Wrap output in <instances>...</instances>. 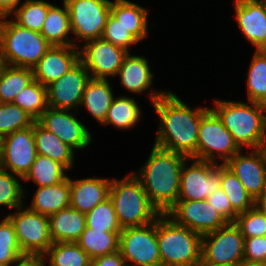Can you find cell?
Returning a JSON list of instances; mask_svg holds the SVG:
<instances>
[{
  "label": "cell",
  "mask_w": 266,
  "mask_h": 266,
  "mask_svg": "<svg viewBox=\"0 0 266 266\" xmlns=\"http://www.w3.org/2000/svg\"><path fill=\"white\" fill-rule=\"evenodd\" d=\"M85 223L86 227L93 230H104V232H121L123 230L109 197L85 213Z\"/></svg>",
  "instance_id": "obj_38"
},
{
  "label": "cell",
  "mask_w": 266,
  "mask_h": 266,
  "mask_svg": "<svg viewBox=\"0 0 266 266\" xmlns=\"http://www.w3.org/2000/svg\"><path fill=\"white\" fill-rule=\"evenodd\" d=\"M234 223L244 238L266 236V217L255 206L238 214Z\"/></svg>",
  "instance_id": "obj_42"
},
{
  "label": "cell",
  "mask_w": 266,
  "mask_h": 266,
  "mask_svg": "<svg viewBox=\"0 0 266 266\" xmlns=\"http://www.w3.org/2000/svg\"><path fill=\"white\" fill-rule=\"evenodd\" d=\"M20 206L6 217L11 221L20 249L24 255H44L53 244L49 218L28 207Z\"/></svg>",
  "instance_id": "obj_8"
},
{
  "label": "cell",
  "mask_w": 266,
  "mask_h": 266,
  "mask_svg": "<svg viewBox=\"0 0 266 266\" xmlns=\"http://www.w3.org/2000/svg\"><path fill=\"white\" fill-rule=\"evenodd\" d=\"M72 113L75 112L48 107L36 121L72 149H85L91 143L93 135Z\"/></svg>",
  "instance_id": "obj_16"
},
{
  "label": "cell",
  "mask_w": 266,
  "mask_h": 266,
  "mask_svg": "<svg viewBox=\"0 0 266 266\" xmlns=\"http://www.w3.org/2000/svg\"><path fill=\"white\" fill-rule=\"evenodd\" d=\"M40 33L51 46H77L76 41L69 39L72 31L69 10L64 2L63 8L54 4L49 8Z\"/></svg>",
  "instance_id": "obj_28"
},
{
  "label": "cell",
  "mask_w": 266,
  "mask_h": 266,
  "mask_svg": "<svg viewBox=\"0 0 266 266\" xmlns=\"http://www.w3.org/2000/svg\"><path fill=\"white\" fill-rule=\"evenodd\" d=\"M150 91L155 112L159 116V128L153 145L197 159L198 130L202 116L210 109H191L172 91Z\"/></svg>",
  "instance_id": "obj_1"
},
{
  "label": "cell",
  "mask_w": 266,
  "mask_h": 266,
  "mask_svg": "<svg viewBox=\"0 0 266 266\" xmlns=\"http://www.w3.org/2000/svg\"><path fill=\"white\" fill-rule=\"evenodd\" d=\"M108 79L90 78L85 86L80 106H84L99 124H103L114 99Z\"/></svg>",
  "instance_id": "obj_25"
},
{
  "label": "cell",
  "mask_w": 266,
  "mask_h": 266,
  "mask_svg": "<svg viewBox=\"0 0 266 266\" xmlns=\"http://www.w3.org/2000/svg\"><path fill=\"white\" fill-rule=\"evenodd\" d=\"M261 3L263 4L264 8H265V11H266V0H260Z\"/></svg>",
  "instance_id": "obj_54"
},
{
  "label": "cell",
  "mask_w": 266,
  "mask_h": 266,
  "mask_svg": "<svg viewBox=\"0 0 266 266\" xmlns=\"http://www.w3.org/2000/svg\"><path fill=\"white\" fill-rule=\"evenodd\" d=\"M67 169L53 159L37 154L23 181H33L37 187L53 186L64 181Z\"/></svg>",
  "instance_id": "obj_30"
},
{
  "label": "cell",
  "mask_w": 266,
  "mask_h": 266,
  "mask_svg": "<svg viewBox=\"0 0 266 266\" xmlns=\"http://www.w3.org/2000/svg\"><path fill=\"white\" fill-rule=\"evenodd\" d=\"M69 10L72 34L85 42L101 38L110 15V0H63Z\"/></svg>",
  "instance_id": "obj_12"
},
{
  "label": "cell",
  "mask_w": 266,
  "mask_h": 266,
  "mask_svg": "<svg viewBox=\"0 0 266 266\" xmlns=\"http://www.w3.org/2000/svg\"><path fill=\"white\" fill-rule=\"evenodd\" d=\"M166 215L201 236L215 232L228 223L207 200H178Z\"/></svg>",
  "instance_id": "obj_15"
},
{
  "label": "cell",
  "mask_w": 266,
  "mask_h": 266,
  "mask_svg": "<svg viewBox=\"0 0 266 266\" xmlns=\"http://www.w3.org/2000/svg\"><path fill=\"white\" fill-rule=\"evenodd\" d=\"M70 206V177L53 186L38 187L28 208L50 216Z\"/></svg>",
  "instance_id": "obj_24"
},
{
  "label": "cell",
  "mask_w": 266,
  "mask_h": 266,
  "mask_svg": "<svg viewBox=\"0 0 266 266\" xmlns=\"http://www.w3.org/2000/svg\"><path fill=\"white\" fill-rule=\"evenodd\" d=\"M19 3L21 4V0H0V18L10 17Z\"/></svg>",
  "instance_id": "obj_48"
},
{
  "label": "cell",
  "mask_w": 266,
  "mask_h": 266,
  "mask_svg": "<svg viewBox=\"0 0 266 266\" xmlns=\"http://www.w3.org/2000/svg\"><path fill=\"white\" fill-rule=\"evenodd\" d=\"M255 207L266 217V189L255 199Z\"/></svg>",
  "instance_id": "obj_49"
},
{
  "label": "cell",
  "mask_w": 266,
  "mask_h": 266,
  "mask_svg": "<svg viewBox=\"0 0 266 266\" xmlns=\"http://www.w3.org/2000/svg\"><path fill=\"white\" fill-rule=\"evenodd\" d=\"M245 238L234 222L202 236L201 258L215 265L236 266L244 260Z\"/></svg>",
  "instance_id": "obj_11"
},
{
  "label": "cell",
  "mask_w": 266,
  "mask_h": 266,
  "mask_svg": "<svg viewBox=\"0 0 266 266\" xmlns=\"http://www.w3.org/2000/svg\"><path fill=\"white\" fill-rule=\"evenodd\" d=\"M161 266H195L201 260L202 236L166 214L157 218Z\"/></svg>",
  "instance_id": "obj_5"
},
{
  "label": "cell",
  "mask_w": 266,
  "mask_h": 266,
  "mask_svg": "<svg viewBox=\"0 0 266 266\" xmlns=\"http://www.w3.org/2000/svg\"><path fill=\"white\" fill-rule=\"evenodd\" d=\"M109 198L122 229L150 224L161 215L133 173L121 180L112 179Z\"/></svg>",
  "instance_id": "obj_4"
},
{
  "label": "cell",
  "mask_w": 266,
  "mask_h": 266,
  "mask_svg": "<svg viewBox=\"0 0 266 266\" xmlns=\"http://www.w3.org/2000/svg\"><path fill=\"white\" fill-rule=\"evenodd\" d=\"M22 256L14 226L5 216L0 222V265L10 266Z\"/></svg>",
  "instance_id": "obj_41"
},
{
  "label": "cell",
  "mask_w": 266,
  "mask_h": 266,
  "mask_svg": "<svg viewBox=\"0 0 266 266\" xmlns=\"http://www.w3.org/2000/svg\"><path fill=\"white\" fill-rule=\"evenodd\" d=\"M50 236L53 243L76 242L85 230V213L71 206L50 215Z\"/></svg>",
  "instance_id": "obj_22"
},
{
  "label": "cell",
  "mask_w": 266,
  "mask_h": 266,
  "mask_svg": "<svg viewBox=\"0 0 266 266\" xmlns=\"http://www.w3.org/2000/svg\"><path fill=\"white\" fill-rule=\"evenodd\" d=\"M33 80V69L5 65L0 74V103H13L16 95Z\"/></svg>",
  "instance_id": "obj_33"
},
{
  "label": "cell",
  "mask_w": 266,
  "mask_h": 266,
  "mask_svg": "<svg viewBox=\"0 0 266 266\" xmlns=\"http://www.w3.org/2000/svg\"><path fill=\"white\" fill-rule=\"evenodd\" d=\"M186 160L190 158L154 145L145 165L133 172L161 214H166L178 201L180 173Z\"/></svg>",
  "instance_id": "obj_2"
},
{
  "label": "cell",
  "mask_w": 266,
  "mask_h": 266,
  "mask_svg": "<svg viewBox=\"0 0 266 266\" xmlns=\"http://www.w3.org/2000/svg\"><path fill=\"white\" fill-rule=\"evenodd\" d=\"M90 78L87 69L79 61L58 80L47 86L48 106L53 109L78 110Z\"/></svg>",
  "instance_id": "obj_17"
},
{
  "label": "cell",
  "mask_w": 266,
  "mask_h": 266,
  "mask_svg": "<svg viewBox=\"0 0 266 266\" xmlns=\"http://www.w3.org/2000/svg\"><path fill=\"white\" fill-rule=\"evenodd\" d=\"M195 266H227V265H215L208 262H205L202 258Z\"/></svg>",
  "instance_id": "obj_51"
},
{
  "label": "cell",
  "mask_w": 266,
  "mask_h": 266,
  "mask_svg": "<svg viewBox=\"0 0 266 266\" xmlns=\"http://www.w3.org/2000/svg\"><path fill=\"white\" fill-rule=\"evenodd\" d=\"M221 189L228 196L232 209L237 214L255 206V200L246 191L238 177L227 167L222 171Z\"/></svg>",
  "instance_id": "obj_37"
},
{
  "label": "cell",
  "mask_w": 266,
  "mask_h": 266,
  "mask_svg": "<svg viewBox=\"0 0 266 266\" xmlns=\"http://www.w3.org/2000/svg\"><path fill=\"white\" fill-rule=\"evenodd\" d=\"M79 46H51L33 68L34 80L45 87L79 62Z\"/></svg>",
  "instance_id": "obj_20"
},
{
  "label": "cell",
  "mask_w": 266,
  "mask_h": 266,
  "mask_svg": "<svg viewBox=\"0 0 266 266\" xmlns=\"http://www.w3.org/2000/svg\"><path fill=\"white\" fill-rule=\"evenodd\" d=\"M48 266H91L92 259L76 242H56L43 255Z\"/></svg>",
  "instance_id": "obj_32"
},
{
  "label": "cell",
  "mask_w": 266,
  "mask_h": 266,
  "mask_svg": "<svg viewBox=\"0 0 266 266\" xmlns=\"http://www.w3.org/2000/svg\"><path fill=\"white\" fill-rule=\"evenodd\" d=\"M120 83L131 93H142L152 86L154 74L148 60L139 55H128L119 69Z\"/></svg>",
  "instance_id": "obj_23"
},
{
  "label": "cell",
  "mask_w": 266,
  "mask_h": 266,
  "mask_svg": "<svg viewBox=\"0 0 266 266\" xmlns=\"http://www.w3.org/2000/svg\"><path fill=\"white\" fill-rule=\"evenodd\" d=\"M213 208L216 209L228 222H235L237 213L232 209V205L226 193L221 189H217L206 199Z\"/></svg>",
  "instance_id": "obj_45"
},
{
  "label": "cell",
  "mask_w": 266,
  "mask_h": 266,
  "mask_svg": "<svg viewBox=\"0 0 266 266\" xmlns=\"http://www.w3.org/2000/svg\"><path fill=\"white\" fill-rule=\"evenodd\" d=\"M249 102L215 100L211 109L242 149H259L266 136V105Z\"/></svg>",
  "instance_id": "obj_3"
},
{
  "label": "cell",
  "mask_w": 266,
  "mask_h": 266,
  "mask_svg": "<svg viewBox=\"0 0 266 266\" xmlns=\"http://www.w3.org/2000/svg\"><path fill=\"white\" fill-rule=\"evenodd\" d=\"M234 8L243 36L255 50H266V11L261 1L234 0Z\"/></svg>",
  "instance_id": "obj_19"
},
{
  "label": "cell",
  "mask_w": 266,
  "mask_h": 266,
  "mask_svg": "<svg viewBox=\"0 0 266 266\" xmlns=\"http://www.w3.org/2000/svg\"><path fill=\"white\" fill-rule=\"evenodd\" d=\"M102 38L112 43L113 45L127 50L129 53V47H131V45L133 44L135 45L140 42L126 27H124L111 14L107 19Z\"/></svg>",
  "instance_id": "obj_43"
},
{
  "label": "cell",
  "mask_w": 266,
  "mask_h": 266,
  "mask_svg": "<svg viewBox=\"0 0 266 266\" xmlns=\"http://www.w3.org/2000/svg\"><path fill=\"white\" fill-rule=\"evenodd\" d=\"M5 65L6 64L4 62V58H3L2 54H1V51H0V74H1V72H2V70H3Z\"/></svg>",
  "instance_id": "obj_53"
},
{
  "label": "cell",
  "mask_w": 266,
  "mask_h": 266,
  "mask_svg": "<svg viewBox=\"0 0 266 266\" xmlns=\"http://www.w3.org/2000/svg\"><path fill=\"white\" fill-rule=\"evenodd\" d=\"M19 180L22 181V178L0 167V206L15 210L23 206L24 200L22 198H24L26 191Z\"/></svg>",
  "instance_id": "obj_40"
},
{
  "label": "cell",
  "mask_w": 266,
  "mask_h": 266,
  "mask_svg": "<svg viewBox=\"0 0 266 266\" xmlns=\"http://www.w3.org/2000/svg\"><path fill=\"white\" fill-rule=\"evenodd\" d=\"M34 141L37 154L53 159L67 170L72 169L75 159L74 149L54 133L43 128L37 121L34 122Z\"/></svg>",
  "instance_id": "obj_26"
},
{
  "label": "cell",
  "mask_w": 266,
  "mask_h": 266,
  "mask_svg": "<svg viewBox=\"0 0 266 266\" xmlns=\"http://www.w3.org/2000/svg\"><path fill=\"white\" fill-rule=\"evenodd\" d=\"M244 260L266 262V236L245 238Z\"/></svg>",
  "instance_id": "obj_44"
},
{
  "label": "cell",
  "mask_w": 266,
  "mask_h": 266,
  "mask_svg": "<svg viewBox=\"0 0 266 266\" xmlns=\"http://www.w3.org/2000/svg\"><path fill=\"white\" fill-rule=\"evenodd\" d=\"M242 148L210 109L202 116L198 130L197 160L226 164ZM218 159V160H216Z\"/></svg>",
  "instance_id": "obj_7"
},
{
  "label": "cell",
  "mask_w": 266,
  "mask_h": 266,
  "mask_svg": "<svg viewBox=\"0 0 266 266\" xmlns=\"http://www.w3.org/2000/svg\"><path fill=\"white\" fill-rule=\"evenodd\" d=\"M119 251L126 265L161 266L157 219L144 226L124 228L119 235Z\"/></svg>",
  "instance_id": "obj_10"
},
{
  "label": "cell",
  "mask_w": 266,
  "mask_h": 266,
  "mask_svg": "<svg viewBox=\"0 0 266 266\" xmlns=\"http://www.w3.org/2000/svg\"><path fill=\"white\" fill-rule=\"evenodd\" d=\"M120 233L104 232V230H93L85 227L76 243L91 259H94L118 251Z\"/></svg>",
  "instance_id": "obj_29"
},
{
  "label": "cell",
  "mask_w": 266,
  "mask_h": 266,
  "mask_svg": "<svg viewBox=\"0 0 266 266\" xmlns=\"http://www.w3.org/2000/svg\"><path fill=\"white\" fill-rule=\"evenodd\" d=\"M13 104L19 106L36 121L49 107L47 87L33 80L16 95Z\"/></svg>",
  "instance_id": "obj_35"
},
{
  "label": "cell",
  "mask_w": 266,
  "mask_h": 266,
  "mask_svg": "<svg viewBox=\"0 0 266 266\" xmlns=\"http://www.w3.org/2000/svg\"><path fill=\"white\" fill-rule=\"evenodd\" d=\"M35 120L13 103H0V138L16 130L30 127Z\"/></svg>",
  "instance_id": "obj_39"
},
{
  "label": "cell",
  "mask_w": 266,
  "mask_h": 266,
  "mask_svg": "<svg viewBox=\"0 0 266 266\" xmlns=\"http://www.w3.org/2000/svg\"><path fill=\"white\" fill-rule=\"evenodd\" d=\"M51 3L44 0H26L12 13L20 27L41 32Z\"/></svg>",
  "instance_id": "obj_36"
},
{
  "label": "cell",
  "mask_w": 266,
  "mask_h": 266,
  "mask_svg": "<svg viewBox=\"0 0 266 266\" xmlns=\"http://www.w3.org/2000/svg\"><path fill=\"white\" fill-rule=\"evenodd\" d=\"M128 53L127 50L113 45L101 37L89 40L81 46L79 61L85 66L91 78L108 79L109 76L118 75Z\"/></svg>",
  "instance_id": "obj_14"
},
{
  "label": "cell",
  "mask_w": 266,
  "mask_h": 266,
  "mask_svg": "<svg viewBox=\"0 0 266 266\" xmlns=\"http://www.w3.org/2000/svg\"><path fill=\"white\" fill-rule=\"evenodd\" d=\"M245 75L248 101L266 105V50H255Z\"/></svg>",
  "instance_id": "obj_34"
},
{
  "label": "cell",
  "mask_w": 266,
  "mask_h": 266,
  "mask_svg": "<svg viewBox=\"0 0 266 266\" xmlns=\"http://www.w3.org/2000/svg\"><path fill=\"white\" fill-rule=\"evenodd\" d=\"M260 149L263 152L265 160H266V136L263 138V142H262Z\"/></svg>",
  "instance_id": "obj_52"
},
{
  "label": "cell",
  "mask_w": 266,
  "mask_h": 266,
  "mask_svg": "<svg viewBox=\"0 0 266 266\" xmlns=\"http://www.w3.org/2000/svg\"><path fill=\"white\" fill-rule=\"evenodd\" d=\"M142 109L134 98L129 96L114 97L102 125H112L120 129H129L138 124Z\"/></svg>",
  "instance_id": "obj_31"
},
{
  "label": "cell",
  "mask_w": 266,
  "mask_h": 266,
  "mask_svg": "<svg viewBox=\"0 0 266 266\" xmlns=\"http://www.w3.org/2000/svg\"><path fill=\"white\" fill-rule=\"evenodd\" d=\"M37 156L34 124L0 138V167L24 178Z\"/></svg>",
  "instance_id": "obj_13"
},
{
  "label": "cell",
  "mask_w": 266,
  "mask_h": 266,
  "mask_svg": "<svg viewBox=\"0 0 266 266\" xmlns=\"http://www.w3.org/2000/svg\"><path fill=\"white\" fill-rule=\"evenodd\" d=\"M110 178H70V206L82 213L91 211L109 197Z\"/></svg>",
  "instance_id": "obj_21"
},
{
  "label": "cell",
  "mask_w": 266,
  "mask_h": 266,
  "mask_svg": "<svg viewBox=\"0 0 266 266\" xmlns=\"http://www.w3.org/2000/svg\"><path fill=\"white\" fill-rule=\"evenodd\" d=\"M193 160L188 166L186 160L180 173L178 200H206L221 187L222 171L227 167L223 163Z\"/></svg>",
  "instance_id": "obj_9"
},
{
  "label": "cell",
  "mask_w": 266,
  "mask_h": 266,
  "mask_svg": "<svg viewBox=\"0 0 266 266\" xmlns=\"http://www.w3.org/2000/svg\"><path fill=\"white\" fill-rule=\"evenodd\" d=\"M50 47L40 32L0 18V51L6 65L33 69Z\"/></svg>",
  "instance_id": "obj_6"
},
{
  "label": "cell",
  "mask_w": 266,
  "mask_h": 266,
  "mask_svg": "<svg viewBox=\"0 0 266 266\" xmlns=\"http://www.w3.org/2000/svg\"><path fill=\"white\" fill-rule=\"evenodd\" d=\"M226 166L238 177L254 200L266 189V160L260 148L252 149L247 155H243L241 150Z\"/></svg>",
  "instance_id": "obj_18"
},
{
  "label": "cell",
  "mask_w": 266,
  "mask_h": 266,
  "mask_svg": "<svg viewBox=\"0 0 266 266\" xmlns=\"http://www.w3.org/2000/svg\"><path fill=\"white\" fill-rule=\"evenodd\" d=\"M91 266H126V263L121 252L118 250L114 253L92 259Z\"/></svg>",
  "instance_id": "obj_46"
},
{
  "label": "cell",
  "mask_w": 266,
  "mask_h": 266,
  "mask_svg": "<svg viewBox=\"0 0 266 266\" xmlns=\"http://www.w3.org/2000/svg\"><path fill=\"white\" fill-rule=\"evenodd\" d=\"M236 266H266V262H253V261L243 260Z\"/></svg>",
  "instance_id": "obj_50"
},
{
  "label": "cell",
  "mask_w": 266,
  "mask_h": 266,
  "mask_svg": "<svg viewBox=\"0 0 266 266\" xmlns=\"http://www.w3.org/2000/svg\"><path fill=\"white\" fill-rule=\"evenodd\" d=\"M45 259L42 255H24L17 259L15 266H45Z\"/></svg>",
  "instance_id": "obj_47"
},
{
  "label": "cell",
  "mask_w": 266,
  "mask_h": 266,
  "mask_svg": "<svg viewBox=\"0 0 266 266\" xmlns=\"http://www.w3.org/2000/svg\"><path fill=\"white\" fill-rule=\"evenodd\" d=\"M115 1V2H114ZM110 14L126 27L139 41L148 36V9L129 0H114Z\"/></svg>",
  "instance_id": "obj_27"
}]
</instances>
